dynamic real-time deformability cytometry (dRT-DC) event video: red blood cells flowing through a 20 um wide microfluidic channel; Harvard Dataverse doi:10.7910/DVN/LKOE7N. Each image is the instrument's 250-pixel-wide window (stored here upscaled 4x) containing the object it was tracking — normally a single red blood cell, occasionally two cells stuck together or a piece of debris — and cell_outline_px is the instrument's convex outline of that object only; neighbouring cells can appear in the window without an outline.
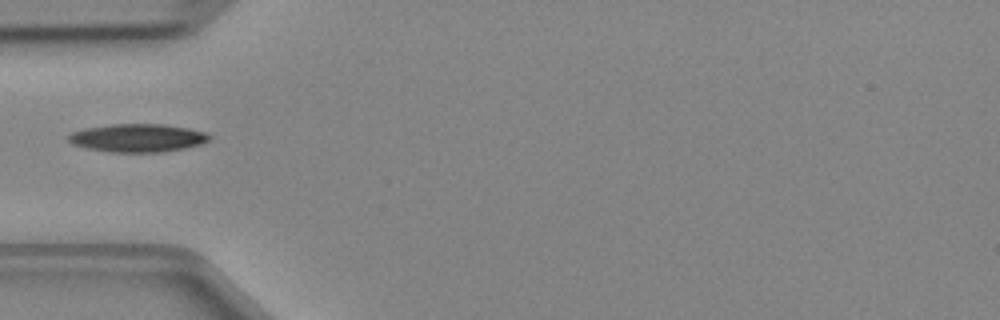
{"species": "Egyptian fruit bat (a non-hibernating species)", "species_latin": "Rousettus aegyptiacus", "temperature_condition": "cold", "stored_images_in_passage": 33, "camera_frame_rate_fps": 3000, "um_per_image_px": 0.085, "animal": {"sex": "female"}, "frame": {"image": 1, "passage_image": 1, "time_ms": 0.0, "image_size_px": [1000, 320], "cell_outline_px": [[212, 140], [200, 144], [184, 148], [164, 152], [108, 152], [84, 148], [72, 144], [68, 140], [68, 136], [72, 132], [84, 128], [112, 124], [164, 124], [188, 128], [208, 132], [212, 136]], "centroid_in_image_um": [11.72, 11.72], "position_along_channel_um": 73.3, "area_um2": 23.41}}
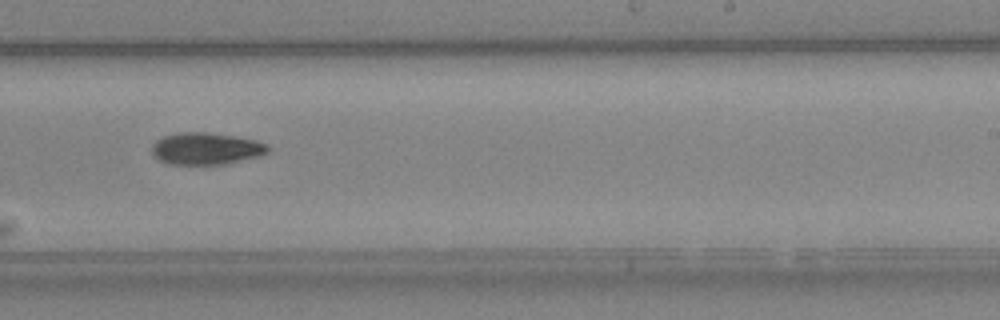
{"frame": {"image": 2, "passage_image": 15, "time_ms": 4.667, "image_size_px": [1000, 320], "cell_outline_px": [[268, 152], [260, 156], [224, 164], [168, 164], [160, 160], [152, 152], [152, 144], [156, 140], [164, 136], [176, 132], [208, 132], [236, 136], [256, 140], [268, 144]], "centroid_in_image_um": [17.52, 12.62], "position_along_channel_um": 271.5, "area_um2": 21.68}}
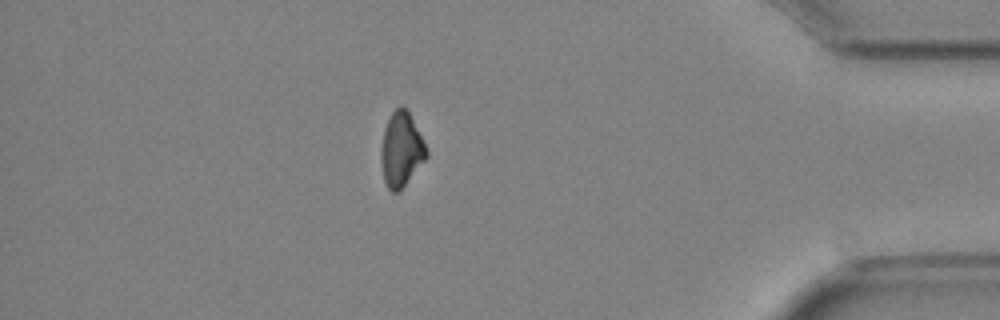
{"frame": {"image": 3, "passage_image": 27, "time_ms": 8.667, "image_size_px": [1000, 320], "cell_outline_px": [[428, 156], [400, 192], [392, 192], [388, 188], [384, 180], [380, 160], [380, 148], [384, 128], [392, 112], [400, 104], [408, 108], [428, 152]], "centroid_in_image_um": [34.09, 12.71], "position_along_channel_um": 401.1, "area_um2": 19.94}}